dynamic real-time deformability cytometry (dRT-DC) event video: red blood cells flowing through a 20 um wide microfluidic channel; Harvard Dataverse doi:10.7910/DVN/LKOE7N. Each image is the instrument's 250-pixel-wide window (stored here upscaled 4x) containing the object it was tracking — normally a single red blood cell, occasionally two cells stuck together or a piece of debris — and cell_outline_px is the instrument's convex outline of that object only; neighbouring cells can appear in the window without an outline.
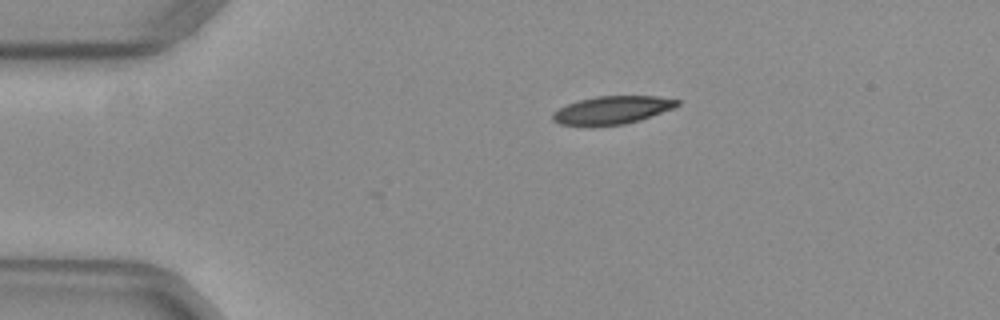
{"species": "common noctule bat (a hibernating species)", "species_latin": "Nyctalus noctula", "temperature_condition": "warm", "stored_images_in_passage": 34, "camera_frame_rate_fps": 3000, "um_per_image_px": 0.085, "animal": {"sex": "female", "body_mass_g": 29.2, "forearm_length_mm": 56.3}, "frame": {"image": 1, "passage_image": 1, "time_ms": 0.0, "image_size_px": [1000, 320], "cell_outline_px": [[680, 104], [676, 108], [640, 120], [624, 124], [592, 128], [560, 124], [552, 120], [552, 112], [568, 104], [580, 100], [596, 96], [656, 96], [680, 100]], "centroid_in_image_um": [52.03, 9.39], "position_along_channel_um": 33.0, "area_um2": 20.87}}
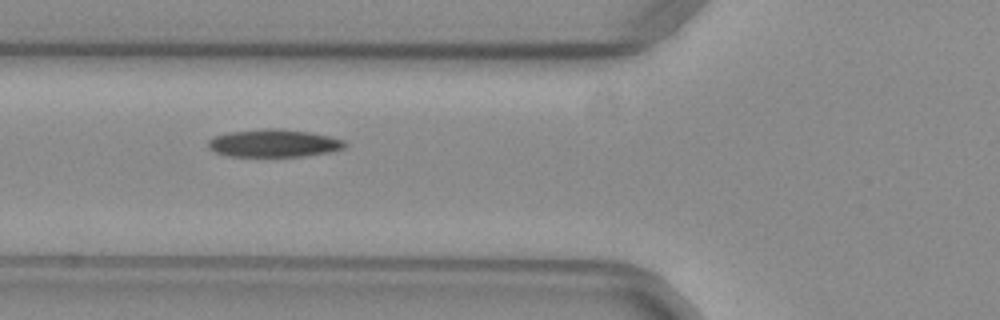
{"frame": {"image": 2, "passage_image": 10, "time_ms": 3.0, "image_size_px": [1000, 320], "cell_outline_px": [[348, 144], [344, 148], [328, 152], [304, 156], [228, 156], [216, 152], [208, 148], [208, 140], [212, 136], [228, 132], [264, 128], [276, 128], [308, 132], [328, 136], [344, 140]], "centroid_in_image_um": [23.24, 12.16], "position_along_channel_um": 102.6, "area_um2": 22.08}}
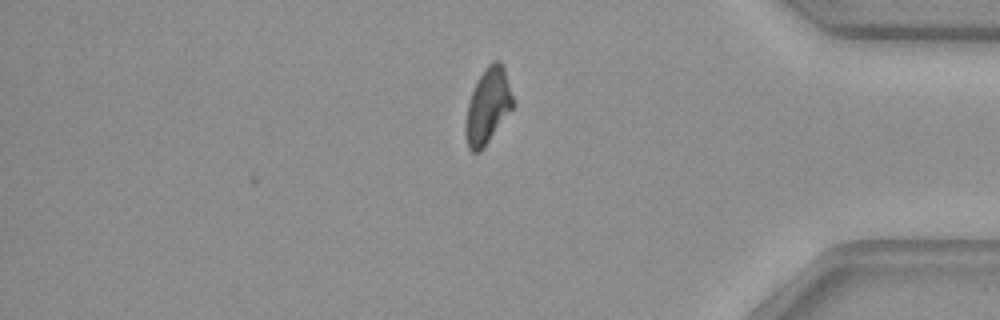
{"frame": {"image": 3, "passage_image": 34, "time_ms": 11.0, "image_size_px": [1000, 320], "cell_outline_px": [[512, 108], [484, 148], [480, 152], [472, 152], [468, 148], [464, 132], [464, 128], [468, 104], [472, 92], [484, 68], [492, 60], [500, 60], [504, 64], [512, 96]], "centroid_in_image_um": [41.45, 9.01], "position_along_channel_um": 393.8, "area_um2": 20.69}, "authors_computed_cell_mechanics": {"area_um2": 21.6172, "velocity_mm_per_s": 3.9859, "shape_relaxation_time_tau1_ms": 10.8048, "shape_relaxation_time_tau2_ms": null, "deformation_change_tau1": 0.2142, "deformation_change_tau2": null}}